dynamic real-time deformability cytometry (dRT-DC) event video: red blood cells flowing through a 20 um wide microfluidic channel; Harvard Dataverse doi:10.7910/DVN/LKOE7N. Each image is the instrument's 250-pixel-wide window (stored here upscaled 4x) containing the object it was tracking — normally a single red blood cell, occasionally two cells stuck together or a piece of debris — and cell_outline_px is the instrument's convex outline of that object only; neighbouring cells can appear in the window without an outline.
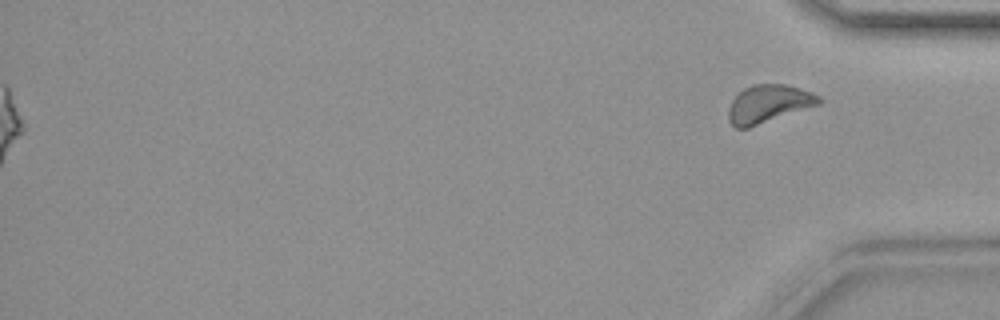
{"species": "common noctule bat (a hibernating species)", "species_latin": "Nyctalus noctula", "temperature_condition": "warm", "stored_images_in_passage": 42, "segment_of_instrument_passage": [2, 2], "camera_frame_rate_fps": 3000, "um_per_image_px": 0.085, "animal": {"sex": "female", "body_mass_g": 19.9}, "frame": {"image": 1, "passage_image": 42, "time_ms": 13.667, "image_size_px": [1000, 320], "cell_outline_px": [[824, 100], [820, 104], [748, 128], [736, 128], [728, 120], [728, 108], [732, 100], [744, 88], [752, 84], [784, 84], [800, 88], [812, 92], [820, 96]], "centroid_in_image_um": [65.33, 8.82], "position_along_channel_um": 369.9, "area_um2": 20.0}}